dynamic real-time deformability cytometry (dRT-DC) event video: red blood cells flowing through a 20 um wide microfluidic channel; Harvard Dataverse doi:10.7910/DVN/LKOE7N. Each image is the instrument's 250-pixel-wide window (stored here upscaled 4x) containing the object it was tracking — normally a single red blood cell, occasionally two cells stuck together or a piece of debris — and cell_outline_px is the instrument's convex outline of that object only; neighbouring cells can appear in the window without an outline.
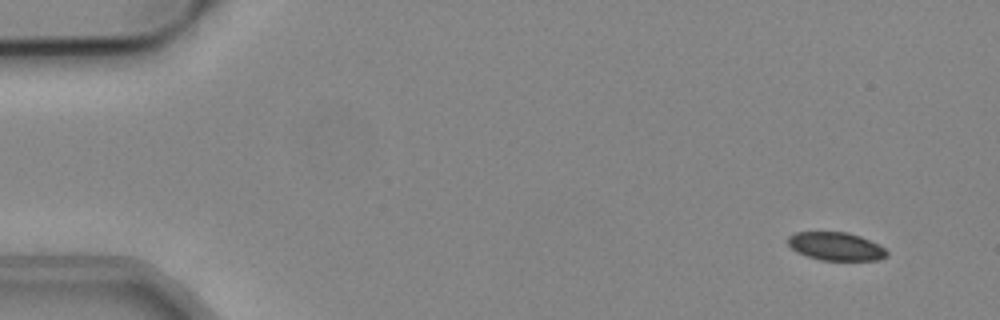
{"species": "common noctule bat (a hibernating species)", "species_latin": "Nyctalus noctula", "temperature_condition": "cold", "stored_images_in_passage": 17, "camera_frame_rate_fps": 3000, "um_per_image_px": 0.085, "animal": {"sex": "male", "body_mass_g": 19.2, "forearm_length_mm": 51.8}, "frame": {"image": 1, "passage_image": 1, "time_ms": 0.0, "image_size_px": [1000, 320], "cell_outline_px": [[888, 256], [880, 260], [820, 260], [796, 252], [788, 244], [788, 236], [796, 232], [848, 232], [860, 236], [880, 244], [888, 252]], "centroid_in_image_um": [71.08, 20.94], "position_along_channel_um": 13.9, "area_um2": 16.36}}
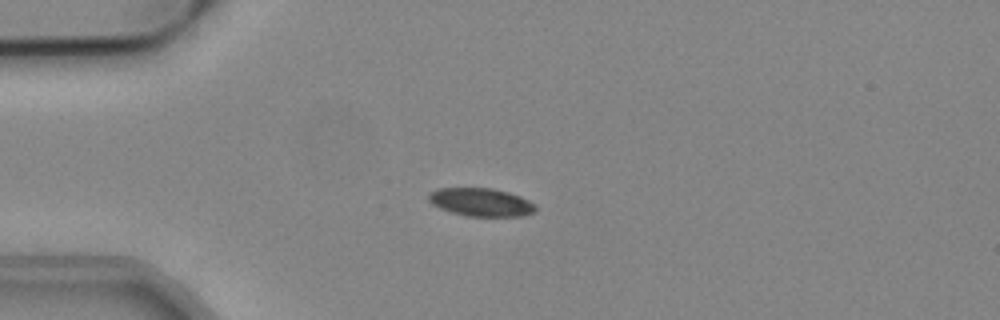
{"frame": {"image": 2, "passage_image": 11, "time_ms": 3.333, "image_size_px": [1000, 320], "cell_outline_px": [[536, 212], [524, 216], [468, 216], [452, 212], [440, 208], [432, 204], [428, 200], [428, 192], [436, 188], [492, 188], [508, 192], [520, 196], [536, 204]], "centroid_in_image_um": [40.89, 17.18], "position_along_channel_um": 44.1, "area_um2": 17.69}}